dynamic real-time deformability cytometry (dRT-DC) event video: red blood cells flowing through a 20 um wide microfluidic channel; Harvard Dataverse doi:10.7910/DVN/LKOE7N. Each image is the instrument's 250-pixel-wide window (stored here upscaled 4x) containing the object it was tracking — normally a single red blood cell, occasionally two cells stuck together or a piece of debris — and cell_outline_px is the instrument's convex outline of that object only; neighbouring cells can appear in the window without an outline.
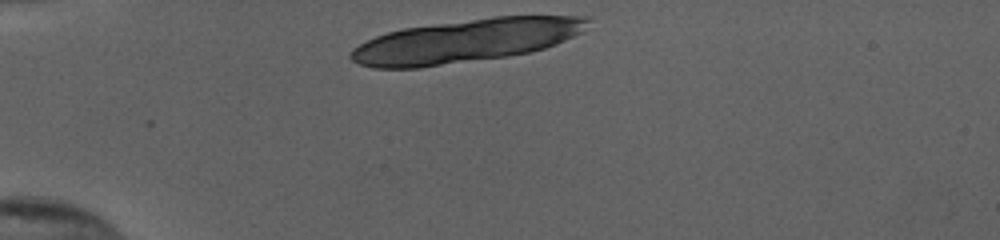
{"species": "human", "species_latin": "Homo sapiens", "temperature_condition": "cold", "stored_images_in_passage": 8, "camera_frame_rate_fps": 3000, "um_per_image_px": 0.085, "donor": {"sex": "female"}, "frame": {"image": 1, "passage_image": 1, "time_ms": 0.0, "image_size_px": [1000, 240], "cell_outline_px": [[592, 20], [580, 32], [556, 44], [544, 48], [528, 52], [508, 56], [420, 68], [372, 68], [360, 64], [352, 60], [348, 56], [352, 48], [376, 36], [388, 32], [404, 28], [492, 16], [592, 16]], "centroid_in_image_um": [39.58, 3.47], "position_along_channel_um": 45.4, "area_um2": 59.65}}